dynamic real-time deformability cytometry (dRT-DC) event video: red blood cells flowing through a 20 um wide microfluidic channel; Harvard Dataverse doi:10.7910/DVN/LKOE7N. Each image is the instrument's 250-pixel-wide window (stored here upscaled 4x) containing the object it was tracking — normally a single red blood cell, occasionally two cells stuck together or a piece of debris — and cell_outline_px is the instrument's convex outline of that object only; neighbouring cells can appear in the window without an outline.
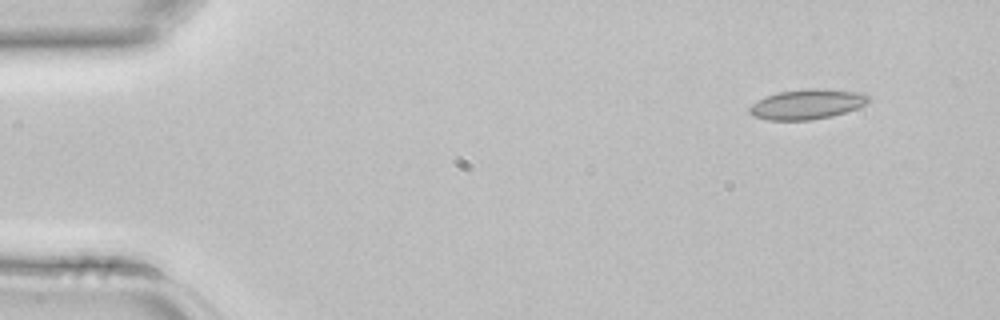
{"species": "common noctule bat (a hibernating species)", "species_latin": "Nyctalus noctula", "temperature_condition": "room temperature", "stored_images_in_passage": 3, "camera_frame_rate_fps": 3000, "um_per_image_px": 0.085, "animal": {"sex": "female", "body_mass_g": 22.7, "forearm_length_mm": 54.2}, "frame": {"image": 1, "passage_image": 1, "time_ms": 0.0, "image_size_px": [1000, 320], "cell_outline_px": [[868, 100], [864, 104], [856, 108], [832, 116], [808, 120], [768, 120], [752, 116], [748, 112], [748, 108], [752, 104], [764, 96], [780, 92], [808, 88], [828, 88], [864, 92], [868, 96]], "centroid_in_image_um": [68.58, 8.84], "position_along_channel_um": 16.4, "area_um2": 20.92}}
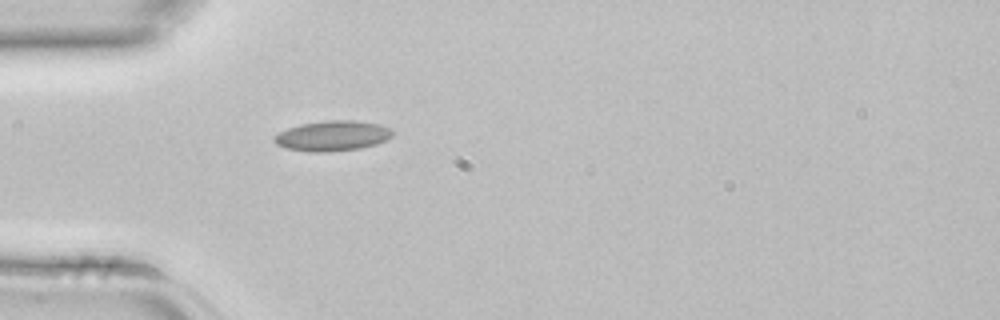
{"frame": {"image": 2, "passage_image": 3, "time_ms": 0.667, "image_size_px": [1000, 320], "cell_outline_px": [[392, 136], [388, 140], [376, 144], [360, 148], [328, 152], [308, 152], [288, 148], [276, 144], [272, 140], [272, 136], [288, 128], [300, 124], [328, 120], [356, 120], [376, 124], [388, 128], [392, 132]], "centroid_in_image_um": [28.23, 11.55], "position_along_channel_um": 56.8, "area_um2": 20.81}}